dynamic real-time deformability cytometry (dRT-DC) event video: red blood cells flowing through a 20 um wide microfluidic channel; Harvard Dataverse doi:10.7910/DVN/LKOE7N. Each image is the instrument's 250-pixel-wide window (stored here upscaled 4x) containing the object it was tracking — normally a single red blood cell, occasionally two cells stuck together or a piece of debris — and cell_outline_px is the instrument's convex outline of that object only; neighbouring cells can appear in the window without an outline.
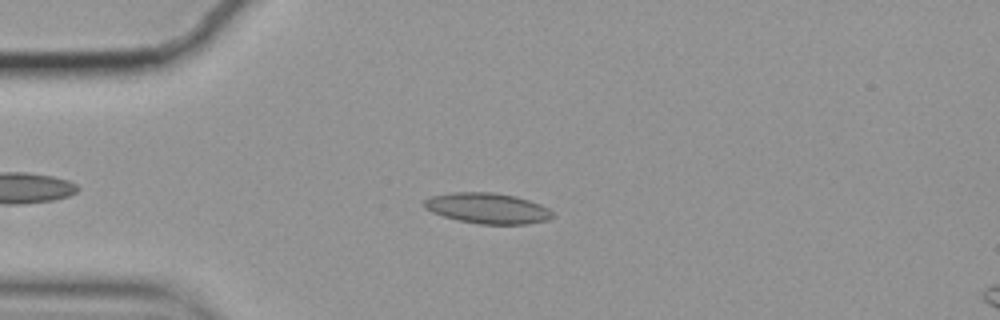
{"species": "common noctule bat (a hibernating species)", "species_latin": "Nyctalus noctula", "temperature_condition": "cold", "stored_images_in_passage": 54, "camera_frame_rate_fps": 3000, "um_per_image_px": 0.085, "animal": {"sex": "female", "body_mass_g": 19.9}, "frame": {"image": 1, "passage_image": 11, "time_ms": 3.333, "image_size_px": [1000, 320], "cell_outline_px": [[552, 216], [548, 220], [528, 224], [480, 224], [460, 220], [444, 216], [432, 212], [424, 208], [424, 200], [432, 196], [452, 192], [496, 192], [516, 196], [540, 204], [548, 208], [552, 212]], "centroid_in_image_um": [41.45, 17.69], "position_along_channel_um": 43.6, "area_um2": 22.83}}
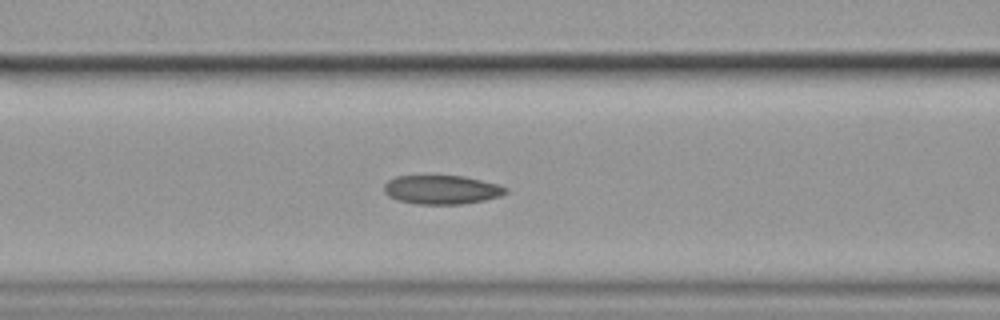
{"frame": {"image": 2, "passage_image": 20, "time_ms": 6.333, "image_size_px": [1000, 320], "cell_outline_px": [[508, 192], [500, 196], [484, 200], [460, 204], [416, 204], [396, 200], [388, 196], [384, 192], [384, 184], [388, 180], [396, 176], [464, 176], [496, 184], [508, 188]], "centroid_in_image_um": [37.51, 16.13], "position_along_channel_um": 129.1, "area_um2": 20.46}}
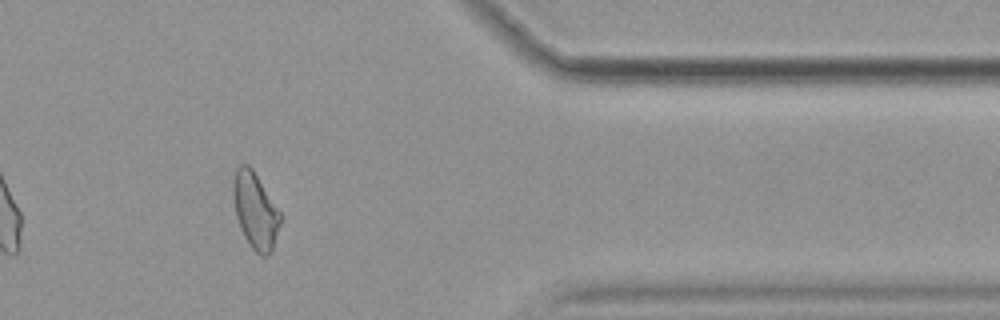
{"frame": {"image": 3, "passage_image": 44, "time_ms": 14.333, "image_size_px": [1000, 320], "cell_outline_px": [[280, 224], [272, 252], [268, 256], [260, 256], [248, 244], [240, 228], [236, 216], [232, 192], [232, 180], [236, 168], [240, 164], [248, 164], [252, 168], [280, 212]], "centroid_in_image_um": [21.68, 17.91], "position_along_channel_um": 389.7, "area_um2": 20.98}, "authors_computed_cell_mechanics": {"area_um2": 21.2126, "velocity_mm_per_s": 3.5207, "shape_relaxation_time_tau1_ms": 8.8563, "shape_relaxation_time_tau2_ms": 3.2625, "deformation_change_tau1": 0.1767, "deformation_change_tau2": 0.0836}}